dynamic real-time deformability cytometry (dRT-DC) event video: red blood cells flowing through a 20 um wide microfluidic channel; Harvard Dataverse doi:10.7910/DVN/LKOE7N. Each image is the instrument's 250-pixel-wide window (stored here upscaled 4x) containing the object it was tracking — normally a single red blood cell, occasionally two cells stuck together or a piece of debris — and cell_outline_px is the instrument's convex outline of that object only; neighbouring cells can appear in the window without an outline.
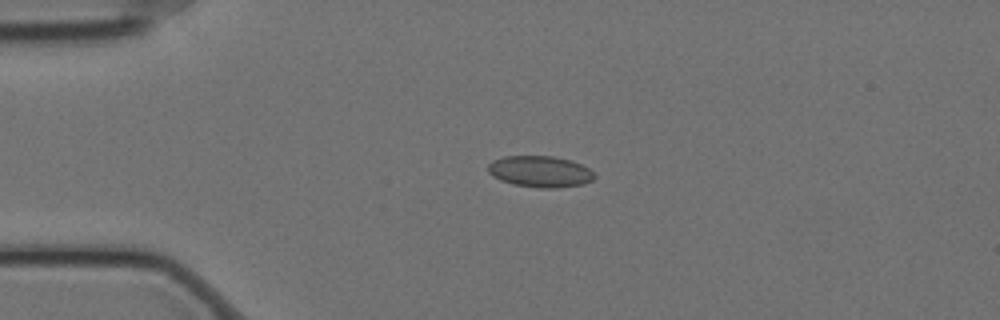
{"species": "Egyptian fruit bat (a non-hibernating species)", "species_latin": "Rousettus aegyptiacus", "temperature_condition": "cold", "stored_images_in_passage": 2, "camera_frame_rate_fps": 3000, "um_per_image_px": 0.085, "animal": {"sex": "female"}, "frame": {"image": 1, "passage_image": 1, "time_ms": 0.0, "image_size_px": [1000, 320], "cell_outline_px": [[596, 176], [592, 180], [584, 184], [556, 188], [540, 188], [512, 184], [500, 180], [492, 176], [488, 172], [488, 164], [492, 160], [504, 156], [552, 156], [572, 160], [588, 168]], "centroid_in_image_um": [45.89, 14.58], "position_along_channel_um": 39.1, "area_um2": 19.54}}